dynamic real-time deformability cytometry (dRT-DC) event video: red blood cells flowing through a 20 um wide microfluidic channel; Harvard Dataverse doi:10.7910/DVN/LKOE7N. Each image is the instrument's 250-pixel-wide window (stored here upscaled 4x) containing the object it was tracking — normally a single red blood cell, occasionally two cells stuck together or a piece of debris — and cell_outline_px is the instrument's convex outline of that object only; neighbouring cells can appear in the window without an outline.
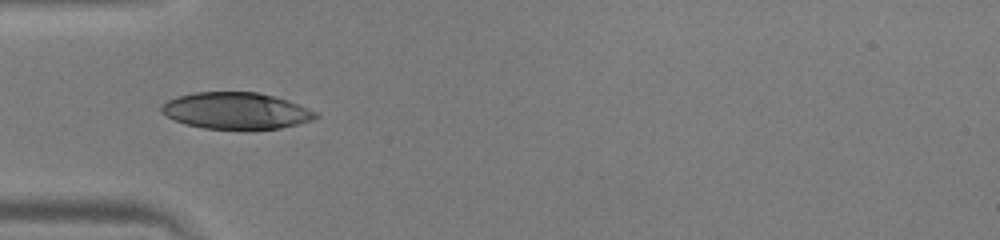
{"species": "human", "species_latin": "Homo sapiens", "temperature_condition": "warm", "stored_images_in_passage": 36, "camera_frame_rate_fps": 3000, "um_per_image_px": 0.085, "donor": {"sex": "male"}, "frame": {"image": 1, "passage_image": 1, "time_ms": 0.0, "image_size_px": [1000, 240], "cell_outline_px": [[320, 116], [312, 120], [280, 128], [204, 128], [184, 124], [160, 112], [160, 108], [168, 100], [176, 96], [192, 92], [256, 92], [288, 100], [320, 112]], "centroid_in_image_um": [20.08, 9.4], "position_along_channel_um": 64.9, "area_um2": 32.66}}
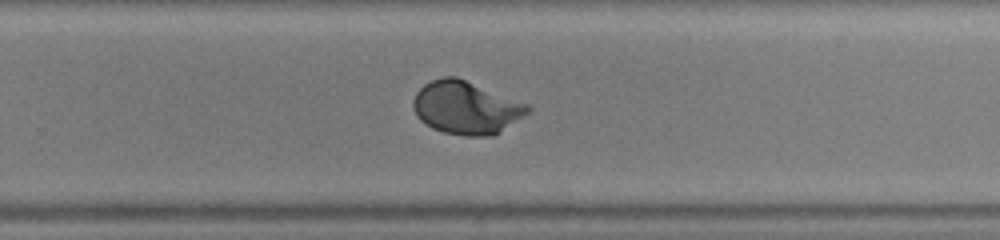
{"frame": {"image": 2, "passage_image": 18, "time_ms": 5.667, "image_size_px": [1000, 240], "cell_outline_px": [[532, 108], [524, 116], [500, 132], [492, 136], [468, 136], [444, 132], [432, 128], [420, 120], [416, 116], [412, 104], [412, 100], [416, 92], [424, 84], [432, 80], [444, 76], [456, 76], [532, 104]], "centroid_in_image_um": [39.65, 9.14], "position_along_channel_um": 290.2, "area_um2": 35.78}}
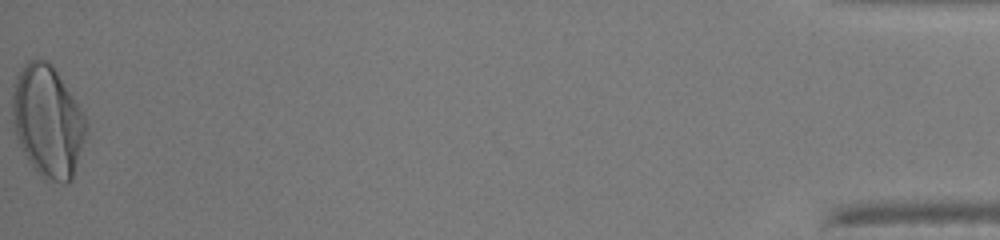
{"frame": {"image": 3, "passage_image": 36, "time_ms": 11.667, "image_size_px": [1000, 240], "cell_outline_px": [[88, 124], [84, 140], [72, 180], [64, 184], [44, 180], [36, 172], [28, 160], [16, 136], [12, 120], [12, 84], [16, 76], [24, 64], [32, 60], [44, 60], [52, 64], [88, 120]], "centroid_in_image_um": [4.05, 10.33], "position_along_channel_um": 431.2, "area_um2": 48.15}, "authors_computed_cell_mechanics": {"area_um2": 35.6337, "velocity_mm_per_s": 3.9895, "shape_relaxation_time_tau1_ms": 3.0682, "shape_relaxation_time_tau2_ms": null, "deformation_change_tau1": 0.1893, "deformation_change_tau2": null}}